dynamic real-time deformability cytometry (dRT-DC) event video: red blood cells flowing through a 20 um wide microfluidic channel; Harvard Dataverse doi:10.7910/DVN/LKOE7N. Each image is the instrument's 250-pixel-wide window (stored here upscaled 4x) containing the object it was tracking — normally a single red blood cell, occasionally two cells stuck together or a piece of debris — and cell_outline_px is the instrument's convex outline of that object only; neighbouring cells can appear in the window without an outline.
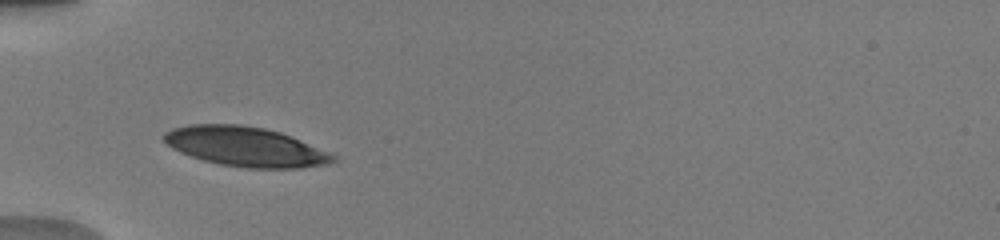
{"species": "human", "species_latin": "Homo sapiens", "temperature_condition": "warm", "stored_images_in_passage": 8, "camera_frame_rate_fps": 3000, "um_per_image_px": 0.085, "donor": {"sex": "male"}, "frame": {"image": 1, "passage_image": 1, "time_ms": 0.0, "image_size_px": [1000, 240], "cell_outline_px": [[336, 160], [324, 164], [300, 168], [244, 168], [220, 164], [204, 160], [180, 152], [172, 148], [164, 140], [164, 132], [172, 128], [188, 124], [240, 124], [264, 128], [280, 132], [328, 152], [336, 156]], "centroid_in_image_um": [20.82, 12.46], "position_along_channel_um": 64.2, "area_um2": 38.67}}
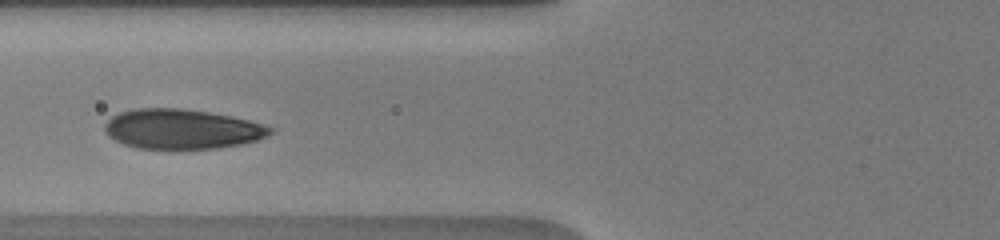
{"frame": {"image": 2, "passage_image": 7, "time_ms": 1.333, "image_size_px": [1000, 240], "cell_outline_px": [[276, 132], [268, 136], [244, 144], [220, 148], [136, 148], [124, 144], [108, 136], [104, 128], [104, 124], [112, 116], [120, 112], [132, 108], [180, 108], [208, 112], [232, 116], [248, 120], [276, 128]], "centroid_in_image_um": [15.5, 10.96], "position_along_channel_um": 110.3, "area_um2": 38.55}}